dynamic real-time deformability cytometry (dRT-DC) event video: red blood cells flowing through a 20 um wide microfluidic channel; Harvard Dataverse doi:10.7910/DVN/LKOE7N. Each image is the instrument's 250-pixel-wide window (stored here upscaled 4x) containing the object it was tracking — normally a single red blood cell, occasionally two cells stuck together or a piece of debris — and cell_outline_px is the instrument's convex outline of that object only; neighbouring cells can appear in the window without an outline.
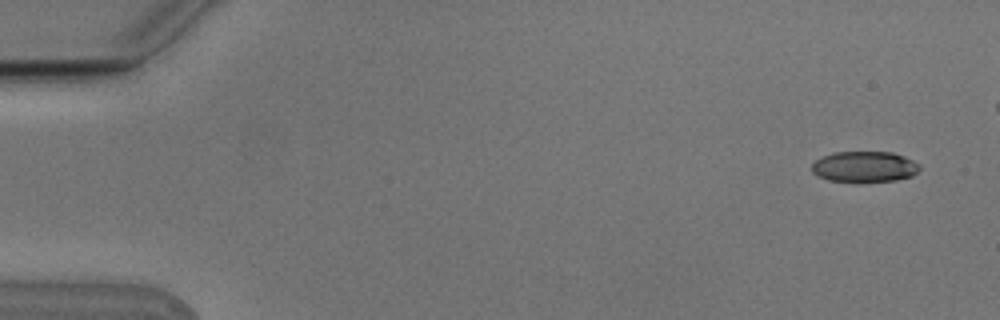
{"species": "Egyptian fruit bat (a non-hibernating species)", "species_latin": "Rousettus aegyptiacus", "temperature_condition": "cold", "stored_images_in_passage": 5, "camera_frame_rate_fps": 3000, "um_per_image_px": 0.085, "animal": {"sex": "male"}, "frame": {"image": 1, "passage_image": 1, "time_ms": 0.0, "image_size_px": [1000, 320], "cell_outline_px": [[920, 168], [912, 176], [896, 180], [856, 184], [828, 180], [816, 176], [812, 172], [812, 164], [816, 160], [832, 152], [892, 152], [904, 156], [920, 164]], "centroid_in_image_um": [73.46, 14.21], "position_along_channel_um": 11.5, "area_um2": 19.94}}